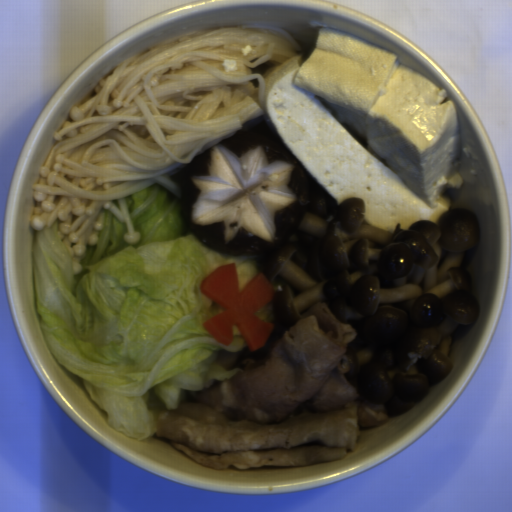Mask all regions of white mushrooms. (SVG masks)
Instances as JSON below:
<instances>
[{
  "instance_id": "white-mushrooms-1",
  "label": "white mushrooms",
  "mask_w": 512,
  "mask_h": 512,
  "mask_svg": "<svg viewBox=\"0 0 512 512\" xmlns=\"http://www.w3.org/2000/svg\"><path fill=\"white\" fill-rule=\"evenodd\" d=\"M364 198L329 197L285 214L286 247L255 260L271 285L272 321L290 327L318 302L350 326L344 377L357 403L410 410L451 366L449 349L474 325L465 267L480 238L470 209L394 232L369 225Z\"/></svg>"
}]
</instances>
